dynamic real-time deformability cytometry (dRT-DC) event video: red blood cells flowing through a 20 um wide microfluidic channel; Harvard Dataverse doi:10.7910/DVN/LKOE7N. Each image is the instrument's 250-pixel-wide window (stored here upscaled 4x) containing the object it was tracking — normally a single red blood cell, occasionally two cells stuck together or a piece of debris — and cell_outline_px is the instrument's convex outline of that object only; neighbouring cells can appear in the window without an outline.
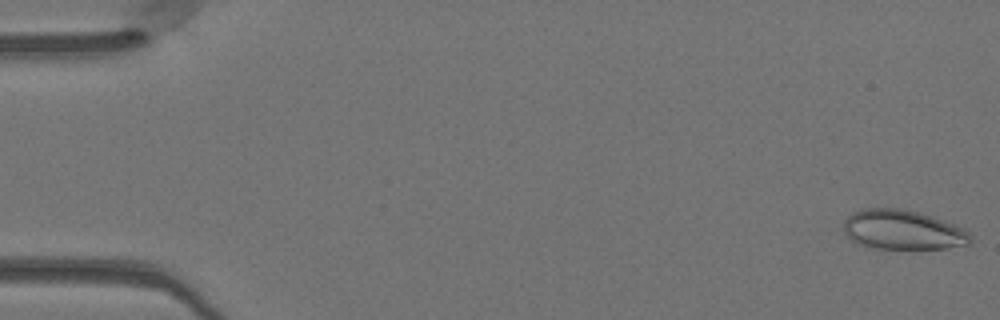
{"species": "Egyptian fruit bat (a non-hibernating species)", "species_latin": "Rousettus aegyptiacus", "temperature_condition": "warm", "stored_images_in_passage": 49, "camera_frame_rate_fps": 3000, "um_per_image_px": 0.085, "animal": {"sex": "female"}, "frame": {"image": 1, "passage_image": 1, "time_ms": 0.0, "image_size_px": [1000, 320], "cell_outline_px": [[972, 244], [948, 248], [876, 248], [856, 244], [844, 232], [844, 220], [852, 212], [860, 208], [900, 208], [932, 216], [944, 220], [964, 228], [972, 236]], "centroid_in_image_um": [76.74, 19.53], "position_along_channel_um": 8.3, "area_um2": 29.42}}
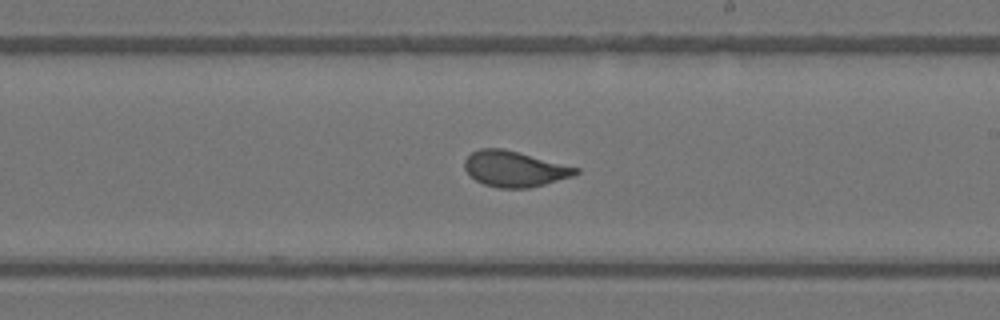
{"frame": {"image": 2, "passage_image": 29, "time_ms": 9.333, "image_size_px": [1000, 320], "cell_outline_px": [[580, 172], [572, 176], [544, 184], [528, 188], [496, 188], [484, 184], [476, 180], [464, 168], [464, 160], [472, 152], [480, 148], [504, 148], [580, 168]], "centroid_in_image_um": [43.73, 14.35], "position_along_channel_um": 245.3, "area_um2": 23.06}}
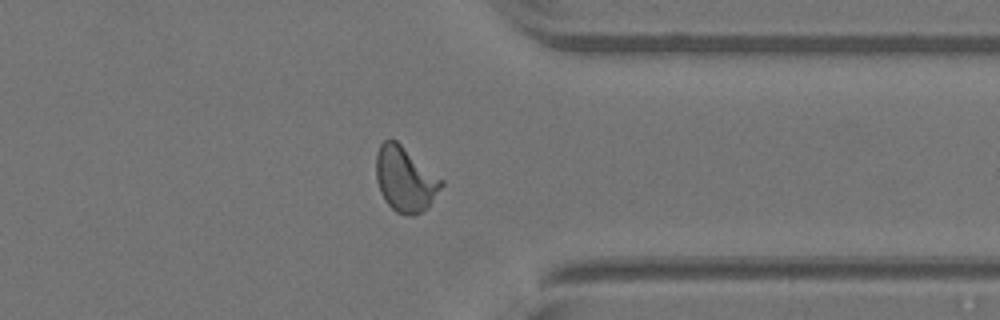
{"frame": {"image": 3, "passage_image": 39, "time_ms": 12.667, "image_size_px": [1000, 320], "cell_outline_px": [[444, 184], [428, 208], [412, 216], [408, 216], [396, 212], [384, 200], [380, 192], [376, 180], [376, 152], [380, 144], [384, 140], [396, 140], [444, 180]], "centroid_in_image_um": [34.44, 15.24], "position_along_channel_um": 377.0, "area_um2": 24.85}, "authors_computed_cell_mechanics": {"area_um2": 23.8136, "velocity_mm_per_s": 4.108, "shape_relaxation_time_tau1_ms": 4.3687, "shape_relaxation_time_tau2_ms": null, "deformation_change_tau1": 0.1446, "deformation_change_tau2": null}}